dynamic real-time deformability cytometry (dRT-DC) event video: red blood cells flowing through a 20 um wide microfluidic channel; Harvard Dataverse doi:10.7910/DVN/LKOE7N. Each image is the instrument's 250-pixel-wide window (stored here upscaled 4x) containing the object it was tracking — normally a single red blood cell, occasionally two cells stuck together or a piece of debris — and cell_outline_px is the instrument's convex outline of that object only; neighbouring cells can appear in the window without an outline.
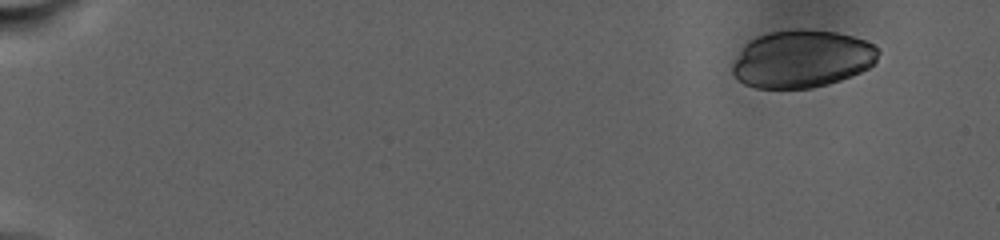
{"species": "human", "species_latin": "Homo sapiens", "temperature_condition": "warm", "stored_images_in_passage": 56, "camera_frame_rate_fps": 3000, "um_per_image_px": 0.085, "donor": {"sex": "male"}, "frame": {"image": 1, "passage_image": 1, "time_ms": 0.0, "image_size_px": [1000, 240], "cell_outline_px": [[880, 52], [876, 60], [868, 68], [860, 72], [840, 80], [828, 84], [812, 88], [756, 88], [744, 84], [732, 72], [732, 64], [744, 44], [748, 40], [756, 36], [772, 32], [796, 28], [808, 28], [836, 32], [852, 36], [864, 40], [872, 44]], "centroid_in_image_um": [68.15, 4.99], "position_along_channel_um": 16.9, "area_um2": 49.07}}
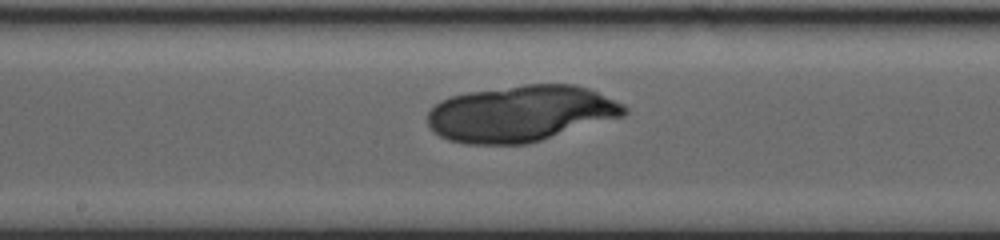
{"frame": {"image": 2, "passage_image": 31, "time_ms": 15.667, "image_size_px": [1000, 240], "cell_outline_px": [[628, 112], [624, 116], [528, 144], [468, 144], [448, 140], [440, 136], [428, 124], [428, 112], [440, 100], [452, 96], [468, 92], [524, 84], [572, 84], [588, 88], [624, 104], [628, 108]], "centroid_in_image_um": [44.29, 9.65], "position_along_channel_um": 203.9, "area_um2": 64.39}}
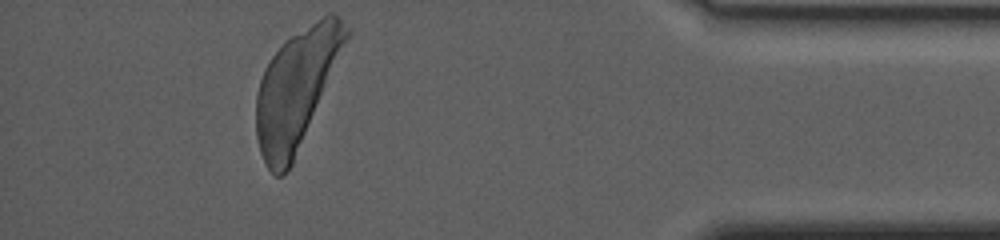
{"frame": {"image": 3, "passage_image": 54, "time_ms": 26.333, "image_size_px": [1000, 240], "cell_outline_px": [[352, 32], [292, 164], [280, 176], [276, 176], [268, 168], [260, 152], [256, 136], [256, 92], [264, 68], [272, 56], [292, 36], [328, 12], [336, 12], [352, 28]], "centroid_in_image_um": [25.22, 7.5], "position_along_channel_um": 410.0, "area_um2": 61.56}}